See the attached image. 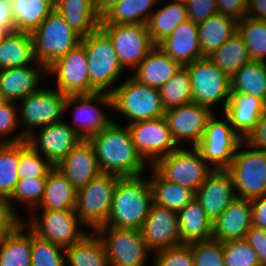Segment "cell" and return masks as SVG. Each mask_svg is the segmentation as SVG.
<instances>
[{
	"instance_id": "6da1fadb",
	"label": "cell",
	"mask_w": 266,
	"mask_h": 266,
	"mask_svg": "<svg viewBox=\"0 0 266 266\" xmlns=\"http://www.w3.org/2000/svg\"><path fill=\"white\" fill-rule=\"evenodd\" d=\"M89 142L93 145L101 172L120 177L143 175L146 162L139 155L128 126L112 121L102 131L94 134Z\"/></svg>"
},
{
	"instance_id": "7a4b0ae2",
	"label": "cell",
	"mask_w": 266,
	"mask_h": 266,
	"mask_svg": "<svg viewBox=\"0 0 266 266\" xmlns=\"http://www.w3.org/2000/svg\"><path fill=\"white\" fill-rule=\"evenodd\" d=\"M152 204L150 181L142 175L120 177L107 222L101 227L141 229Z\"/></svg>"
},
{
	"instance_id": "3957f363",
	"label": "cell",
	"mask_w": 266,
	"mask_h": 266,
	"mask_svg": "<svg viewBox=\"0 0 266 266\" xmlns=\"http://www.w3.org/2000/svg\"><path fill=\"white\" fill-rule=\"evenodd\" d=\"M111 90L112 109L131 120L128 124L165 115L159 89L139 83L131 75Z\"/></svg>"
},
{
	"instance_id": "277c9868",
	"label": "cell",
	"mask_w": 266,
	"mask_h": 266,
	"mask_svg": "<svg viewBox=\"0 0 266 266\" xmlns=\"http://www.w3.org/2000/svg\"><path fill=\"white\" fill-rule=\"evenodd\" d=\"M31 34L35 61L46 68L78 46L82 40L55 9Z\"/></svg>"
},
{
	"instance_id": "5b68a950",
	"label": "cell",
	"mask_w": 266,
	"mask_h": 266,
	"mask_svg": "<svg viewBox=\"0 0 266 266\" xmlns=\"http://www.w3.org/2000/svg\"><path fill=\"white\" fill-rule=\"evenodd\" d=\"M81 44L85 47L91 86L101 93L111 94L107 89L114 84L123 72L118 55L109 37L99 28L83 37Z\"/></svg>"
},
{
	"instance_id": "8992f818",
	"label": "cell",
	"mask_w": 266,
	"mask_h": 266,
	"mask_svg": "<svg viewBox=\"0 0 266 266\" xmlns=\"http://www.w3.org/2000/svg\"><path fill=\"white\" fill-rule=\"evenodd\" d=\"M120 176L101 172L77 190L75 212L84 226L95 231L107 222Z\"/></svg>"
},
{
	"instance_id": "52a82bcc",
	"label": "cell",
	"mask_w": 266,
	"mask_h": 266,
	"mask_svg": "<svg viewBox=\"0 0 266 266\" xmlns=\"http://www.w3.org/2000/svg\"><path fill=\"white\" fill-rule=\"evenodd\" d=\"M65 98L66 95L59 90H50V88H39L36 92L25 96L20 101L22 106L19 108V120L26 128L14 138H9L8 143L27 140V137L34 133L35 128L38 126L42 128L62 120Z\"/></svg>"
},
{
	"instance_id": "ba28073f",
	"label": "cell",
	"mask_w": 266,
	"mask_h": 266,
	"mask_svg": "<svg viewBox=\"0 0 266 266\" xmlns=\"http://www.w3.org/2000/svg\"><path fill=\"white\" fill-rule=\"evenodd\" d=\"M191 148L187 150L178 147L169 155L159 159L153 168L167 181L196 192L214 169L203 159L196 147Z\"/></svg>"
},
{
	"instance_id": "9c48e42d",
	"label": "cell",
	"mask_w": 266,
	"mask_h": 266,
	"mask_svg": "<svg viewBox=\"0 0 266 266\" xmlns=\"http://www.w3.org/2000/svg\"><path fill=\"white\" fill-rule=\"evenodd\" d=\"M244 143V144H243ZM242 141L227 169L232 175L237 197L252 200L266 194V151L244 147Z\"/></svg>"
},
{
	"instance_id": "30bf717a",
	"label": "cell",
	"mask_w": 266,
	"mask_h": 266,
	"mask_svg": "<svg viewBox=\"0 0 266 266\" xmlns=\"http://www.w3.org/2000/svg\"><path fill=\"white\" fill-rule=\"evenodd\" d=\"M192 83L193 102L212 108L223 100V111L231 94L230 77L223 73L208 57L185 66Z\"/></svg>"
},
{
	"instance_id": "8fae6325",
	"label": "cell",
	"mask_w": 266,
	"mask_h": 266,
	"mask_svg": "<svg viewBox=\"0 0 266 266\" xmlns=\"http://www.w3.org/2000/svg\"><path fill=\"white\" fill-rule=\"evenodd\" d=\"M93 233L101 239L111 266L146 265L150 250L141 229L99 227Z\"/></svg>"
},
{
	"instance_id": "7c38bea8",
	"label": "cell",
	"mask_w": 266,
	"mask_h": 266,
	"mask_svg": "<svg viewBox=\"0 0 266 266\" xmlns=\"http://www.w3.org/2000/svg\"><path fill=\"white\" fill-rule=\"evenodd\" d=\"M109 37L123 68H136L156 46L147 24H100Z\"/></svg>"
},
{
	"instance_id": "4fadbf2b",
	"label": "cell",
	"mask_w": 266,
	"mask_h": 266,
	"mask_svg": "<svg viewBox=\"0 0 266 266\" xmlns=\"http://www.w3.org/2000/svg\"><path fill=\"white\" fill-rule=\"evenodd\" d=\"M42 216L32 212L27 227L39 238L57 244L63 248L70 247L81 240L87 233L78 227L79 220L75 210L43 209Z\"/></svg>"
},
{
	"instance_id": "5bb4252c",
	"label": "cell",
	"mask_w": 266,
	"mask_h": 266,
	"mask_svg": "<svg viewBox=\"0 0 266 266\" xmlns=\"http://www.w3.org/2000/svg\"><path fill=\"white\" fill-rule=\"evenodd\" d=\"M96 103V105H95ZM112 108L111 94L96 92L92 94L68 95L64 101V113L74 106V125L71 127L82 140H89L102 131L111 120L97 105Z\"/></svg>"
},
{
	"instance_id": "9a60e30c",
	"label": "cell",
	"mask_w": 266,
	"mask_h": 266,
	"mask_svg": "<svg viewBox=\"0 0 266 266\" xmlns=\"http://www.w3.org/2000/svg\"><path fill=\"white\" fill-rule=\"evenodd\" d=\"M220 121L213 117L209 120L205 134L196 148L203 159L214 165L213 169L227 170L233 160L239 144L243 141L233 130L229 119L223 115Z\"/></svg>"
},
{
	"instance_id": "2e32d148",
	"label": "cell",
	"mask_w": 266,
	"mask_h": 266,
	"mask_svg": "<svg viewBox=\"0 0 266 266\" xmlns=\"http://www.w3.org/2000/svg\"><path fill=\"white\" fill-rule=\"evenodd\" d=\"M46 74L57 78L56 89L66 96L97 92L90 83L86 51L81 43L49 65Z\"/></svg>"
},
{
	"instance_id": "e0dca14e",
	"label": "cell",
	"mask_w": 266,
	"mask_h": 266,
	"mask_svg": "<svg viewBox=\"0 0 266 266\" xmlns=\"http://www.w3.org/2000/svg\"><path fill=\"white\" fill-rule=\"evenodd\" d=\"M139 155L151 161L153 166L159 159L178 148L173 140L166 118L134 122L127 125ZM148 158V159H147Z\"/></svg>"
},
{
	"instance_id": "ac0fdd59",
	"label": "cell",
	"mask_w": 266,
	"mask_h": 266,
	"mask_svg": "<svg viewBox=\"0 0 266 266\" xmlns=\"http://www.w3.org/2000/svg\"><path fill=\"white\" fill-rule=\"evenodd\" d=\"M213 115L212 109L192 102L165 110L164 117L176 144L187 139L192 141V147H196Z\"/></svg>"
},
{
	"instance_id": "d6986e66",
	"label": "cell",
	"mask_w": 266,
	"mask_h": 266,
	"mask_svg": "<svg viewBox=\"0 0 266 266\" xmlns=\"http://www.w3.org/2000/svg\"><path fill=\"white\" fill-rule=\"evenodd\" d=\"M81 141L71 125L62 120L42 127L38 133H32L27 137L28 144L54 166Z\"/></svg>"
},
{
	"instance_id": "ffe728a7",
	"label": "cell",
	"mask_w": 266,
	"mask_h": 266,
	"mask_svg": "<svg viewBox=\"0 0 266 266\" xmlns=\"http://www.w3.org/2000/svg\"><path fill=\"white\" fill-rule=\"evenodd\" d=\"M148 249L155 252L182 245L177 211L152 204L141 228Z\"/></svg>"
},
{
	"instance_id": "44dd1931",
	"label": "cell",
	"mask_w": 266,
	"mask_h": 266,
	"mask_svg": "<svg viewBox=\"0 0 266 266\" xmlns=\"http://www.w3.org/2000/svg\"><path fill=\"white\" fill-rule=\"evenodd\" d=\"M237 197L232 175L228 170H213L195 192V199L214 222Z\"/></svg>"
},
{
	"instance_id": "7402d4cb",
	"label": "cell",
	"mask_w": 266,
	"mask_h": 266,
	"mask_svg": "<svg viewBox=\"0 0 266 266\" xmlns=\"http://www.w3.org/2000/svg\"><path fill=\"white\" fill-rule=\"evenodd\" d=\"M78 190L101 173L96 152L89 140H82L55 166Z\"/></svg>"
},
{
	"instance_id": "603a6c76",
	"label": "cell",
	"mask_w": 266,
	"mask_h": 266,
	"mask_svg": "<svg viewBox=\"0 0 266 266\" xmlns=\"http://www.w3.org/2000/svg\"><path fill=\"white\" fill-rule=\"evenodd\" d=\"M252 227V203L249 199L236 197L213 222V240L226 242L245 239Z\"/></svg>"
},
{
	"instance_id": "cb8c5ba5",
	"label": "cell",
	"mask_w": 266,
	"mask_h": 266,
	"mask_svg": "<svg viewBox=\"0 0 266 266\" xmlns=\"http://www.w3.org/2000/svg\"><path fill=\"white\" fill-rule=\"evenodd\" d=\"M156 46L181 66H186L204 57L200 48L198 24L189 19L180 23Z\"/></svg>"
},
{
	"instance_id": "d4e9b609",
	"label": "cell",
	"mask_w": 266,
	"mask_h": 266,
	"mask_svg": "<svg viewBox=\"0 0 266 266\" xmlns=\"http://www.w3.org/2000/svg\"><path fill=\"white\" fill-rule=\"evenodd\" d=\"M266 112V102L245 93H231L223 112L233 130L244 140Z\"/></svg>"
},
{
	"instance_id": "484cf974",
	"label": "cell",
	"mask_w": 266,
	"mask_h": 266,
	"mask_svg": "<svg viewBox=\"0 0 266 266\" xmlns=\"http://www.w3.org/2000/svg\"><path fill=\"white\" fill-rule=\"evenodd\" d=\"M45 73L46 67L36 61L32 66L30 64L0 70V86L6 100L18 102L30 93L36 92Z\"/></svg>"
},
{
	"instance_id": "4316f807",
	"label": "cell",
	"mask_w": 266,
	"mask_h": 266,
	"mask_svg": "<svg viewBox=\"0 0 266 266\" xmlns=\"http://www.w3.org/2000/svg\"><path fill=\"white\" fill-rule=\"evenodd\" d=\"M54 9L82 38L100 28L101 15L95 0H55Z\"/></svg>"
},
{
	"instance_id": "83f0119b",
	"label": "cell",
	"mask_w": 266,
	"mask_h": 266,
	"mask_svg": "<svg viewBox=\"0 0 266 266\" xmlns=\"http://www.w3.org/2000/svg\"><path fill=\"white\" fill-rule=\"evenodd\" d=\"M182 66L155 46L131 75L139 83L160 89Z\"/></svg>"
},
{
	"instance_id": "f1b7e54d",
	"label": "cell",
	"mask_w": 266,
	"mask_h": 266,
	"mask_svg": "<svg viewBox=\"0 0 266 266\" xmlns=\"http://www.w3.org/2000/svg\"><path fill=\"white\" fill-rule=\"evenodd\" d=\"M177 219L182 244L212 239L213 222L195 198L185 208L177 211Z\"/></svg>"
},
{
	"instance_id": "f546056e",
	"label": "cell",
	"mask_w": 266,
	"mask_h": 266,
	"mask_svg": "<svg viewBox=\"0 0 266 266\" xmlns=\"http://www.w3.org/2000/svg\"><path fill=\"white\" fill-rule=\"evenodd\" d=\"M77 190L68 179L54 167L47 175L44 195L38 209L48 210H75Z\"/></svg>"
},
{
	"instance_id": "4dcf8cb0",
	"label": "cell",
	"mask_w": 266,
	"mask_h": 266,
	"mask_svg": "<svg viewBox=\"0 0 266 266\" xmlns=\"http://www.w3.org/2000/svg\"><path fill=\"white\" fill-rule=\"evenodd\" d=\"M34 61L32 34L21 31L6 33L0 41V70L28 66Z\"/></svg>"
},
{
	"instance_id": "1f68e13d",
	"label": "cell",
	"mask_w": 266,
	"mask_h": 266,
	"mask_svg": "<svg viewBox=\"0 0 266 266\" xmlns=\"http://www.w3.org/2000/svg\"><path fill=\"white\" fill-rule=\"evenodd\" d=\"M237 20L216 14L198 24L199 42L204 57H208L237 32Z\"/></svg>"
},
{
	"instance_id": "d6a6232c",
	"label": "cell",
	"mask_w": 266,
	"mask_h": 266,
	"mask_svg": "<svg viewBox=\"0 0 266 266\" xmlns=\"http://www.w3.org/2000/svg\"><path fill=\"white\" fill-rule=\"evenodd\" d=\"M151 170L152 178L149 181L154 204L180 211L195 198L192 189L167 181L153 167Z\"/></svg>"
},
{
	"instance_id": "836d02e7",
	"label": "cell",
	"mask_w": 266,
	"mask_h": 266,
	"mask_svg": "<svg viewBox=\"0 0 266 266\" xmlns=\"http://www.w3.org/2000/svg\"><path fill=\"white\" fill-rule=\"evenodd\" d=\"M28 233H23L27 230ZM32 231L22 223L0 243V266H32Z\"/></svg>"
},
{
	"instance_id": "e575fe53",
	"label": "cell",
	"mask_w": 266,
	"mask_h": 266,
	"mask_svg": "<svg viewBox=\"0 0 266 266\" xmlns=\"http://www.w3.org/2000/svg\"><path fill=\"white\" fill-rule=\"evenodd\" d=\"M153 13L147 26L151 40L155 45L168 37L180 23L188 20L187 5L184 2H169Z\"/></svg>"
},
{
	"instance_id": "d590c367",
	"label": "cell",
	"mask_w": 266,
	"mask_h": 266,
	"mask_svg": "<svg viewBox=\"0 0 266 266\" xmlns=\"http://www.w3.org/2000/svg\"><path fill=\"white\" fill-rule=\"evenodd\" d=\"M66 266H111L104 245L98 235L86 234L81 240L65 248Z\"/></svg>"
},
{
	"instance_id": "8d00e7d4",
	"label": "cell",
	"mask_w": 266,
	"mask_h": 266,
	"mask_svg": "<svg viewBox=\"0 0 266 266\" xmlns=\"http://www.w3.org/2000/svg\"><path fill=\"white\" fill-rule=\"evenodd\" d=\"M158 0H122L110 7L100 24H147ZM150 11V12H149Z\"/></svg>"
},
{
	"instance_id": "74e56055",
	"label": "cell",
	"mask_w": 266,
	"mask_h": 266,
	"mask_svg": "<svg viewBox=\"0 0 266 266\" xmlns=\"http://www.w3.org/2000/svg\"><path fill=\"white\" fill-rule=\"evenodd\" d=\"M231 93H245L266 102V62L249 61L231 78Z\"/></svg>"
},
{
	"instance_id": "f35d334b",
	"label": "cell",
	"mask_w": 266,
	"mask_h": 266,
	"mask_svg": "<svg viewBox=\"0 0 266 266\" xmlns=\"http://www.w3.org/2000/svg\"><path fill=\"white\" fill-rule=\"evenodd\" d=\"M15 31L32 33L54 9L53 0H10Z\"/></svg>"
},
{
	"instance_id": "ab89813d",
	"label": "cell",
	"mask_w": 266,
	"mask_h": 266,
	"mask_svg": "<svg viewBox=\"0 0 266 266\" xmlns=\"http://www.w3.org/2000/svg\"><path fill=\"white\" fill-rule=\"evenodd\" d=\"M208 58L230 78L251 61L248 49L238 31Z\"/></svg>"
},
{
	"instance_id": "60d3db41",
	"label": "cell",
	"mask_w": 266,
	"mask_h": 266,
	"mask_svg": "<svg viewBox=\"0 0 266 266\" xmlns=\"http://www.w3.org/2000/svg\"><path fill=\"white\" fill-rule=\"evenodd\" d=\"M159 91L165 110L192 103V83L187 68L182 66Z\"/></svg>"
},
{
	"instance_id": "b9f144b4",
	"label": "cell",
	"mask_w": 266,
	"mask_h": 266,
	"mask_svg": "<svg viewBox=\"0 0 266 266\" xmlns=\"http://www.w3.org/2000/svg\"><path fill=\"white\" fill-rule=\"evenodd\" d=\"M237 31L245 42L250 59L266 62V21L244 16L237 22Z\"/></svg>"
},
{
	"instance_id": "7bdbcfd3",
	"label": "cell",
	"mask_w": 266,
	"mask_h": 266,
	"mask_svg": "<svg viewBox=\"0 0 266 266\" xmlns=\"http://www.w3.org/2000/svg\"><path fill=\"white\" fill-rule=\"evenodd\" d=\"M19 142L0 143V196L10 198L19 181Z\"/></svg>"
},
{
	"instance_id": "ee69618b",
	"label": "cell",
	"mask_w": 266,
	"mask_h": 266,
	"mask_svg": "<svg viewBox=\"0 0 266 266\" xmlns=\"http://www.w3.org/2000/svg\"><path fill=\"white\" fill-rule=\"evenodd\" d=\"M42 157L27 142H19V180L32 178H47L48 173L55 167L49 160Z\"/></svg>"
},
{
	"instance_id": "f6af8a7d",
	"label": "cell",
	"mask_w": 266,
	"mask_h": 266,
	"mask_svg": "<svg viewBox=\"0 0 266 266\" xmlns=\"http://www.w3.org/2000/svg\"><path fill=\"white\" fill-rule=\"evenodd\" d=\"M66 263L65 248L43 240L32 232V266H66Z\"/></svg>"
},
{
	"instance_id": "bcb514c9",
	"label": "cell",
	"mask_w": 266,
	"mask_h": 266,
	"mask_svg": "<svg viewBox=\"0 0 266 266\" xmlns=\"http://www.w3.org/2000/svg\"><path fill=\"white\" fill-rule=\"evenodd\" d=\"M225 266H261L256 251L245 239L223 242Z\"/></svg>"
},
{
	"instance_id": "7dc6e473",
	"label": "cell",
	"mask_w": 266,
	"mask_h": 266,
	"mask_svg": "<svg viewBox=\"0 0 266 266\" xmlns=\"http://www.w3.org/2000/svg\"><path fill=\"white\" fill-rule=\"evenodd\" d=\"M46 180L47 178L19 180L16 184L15 190L9 198L12 206V200L28 204L31 213L42 201Z\"/></svg>"
},
{
	"instance_id": "c3c4849f",
	"label": "cell",
	"mask_w": 266,
	"mask_h": 266,
	"mask_svg": "<svg viewBox=\"0 0 266 266\" xmlns=\"http://www.w3.org/2000/svg\"><path fill=\"white\" fill-rule=\"evenodd\" d=\"M194 266H225L223 242L208 240L192 243Z\"/></svg>"
},
{
	"instance_id": "681fc988",
	"label": "cell",
	"mask_w": 266,
	"mask_h": 266,
	"mask_svg": "<svg viewBox=\"0 0 266 266\" xmlns=\"http://www.w3.org/2000/svg\"><path fill=\"white\" fill-rule=\"evenodd\" d=\"M155 255L154 266H194L192 243L166 248Z\"/></svg>"
},
{
	"instance_id": "f907efd6",
	"label": "cell",
	"mask_w": 266,
	"mask_h": 266,
	"mask_svg": "<svg viewBox=\"0 0 266 266\" xmlns=\"http://www.w3.org/2000/svg\"><path fill=\"white\" fill-rule=\"evenodd\" d=\"M14 103V101H5L0 103V143H8L7 137L6 140L4 138L5 135L7 136L12 134L11 132H14L15 129H18L17 126L20 125V120L18 119V108L16 105H14Z\"/></svg>"
},
{
	"instance_id": "816d5d0a",
	"label": "cell",
	"mask_w": 266,
	"mask_h": 266,
	"mask_svg": "<svg viewBox=\"0 0 266 266\" xmlns=\"http://www.w3.org/2000/svg\"><path fill=\"white\" fill-rule=\"evenodd\" d=\"M24 221L15 212L9 198L0 196V234L4 237L14 232Z\"/></svg>"
},
{
	"instance_id": "f5cc1de1",
	"label": "cell",
	"mask_w": 266,
	"mask_h": 266,
	"mask_svg": "<svg viewBox=\"0 0 266 266\" xmlns=\"http://www.w3.org/2000/svg\"><path fill=\"white\" fill-rule=\"evenodd\" d=\"M188 19L196 24L217 14L216 0H188L186 2Z\"/></svg>"
},
{
	"instance_id": "db71d44e",
	"label": "cell",
	"mask_w": 266,
	"mask_h": 266,
	"mask_svg": "<svg viewBox=\"0 0 266 266\" xmlns=\"http://www.w3.org/2000/svg\"><path fill=\"white\" fill-rule=\"evenodd\" d=\"M245 240L256 251L261 266H266V230L252 226Z\"/></svg>"
},
{
	"instance_id": "11a10c76",
	"label": "cell",
	"mask_w": 266,
	"mask_h": 266,
	"mask_svg": "<svg viewBox=\"0 0 266 266\" xmlns=\"http://www.w3.org/2000/svg\"><path fill=\"white\" fill-rule=\"evenodd\" d=\"M248 0H216L217 14L241 20L247 11Z\"/></svg>"
},
{
	"instance_id": "9f6ffc18",
	"label": "cell",
	"mask_w": 266,
	"mask_h": 266,
	"mask_svg": "<svg viewBox=\"0 0 266 266\" xmlns=\"http://www.w3.org/2000/svg\"><path fill=\"white\" fill-rule=\"evenodd\" d=\"M252 226L266 230V194L251 200Z\"/></svg>"
},
{
	"instance_id": "6f0895ef",
	"label": "cell",
	"mask_w": 266,
	"mask_h": 266,
	"mask_svg": "<svg viewBox=\"0 0 266 266\" xmlns=\"http://www.w3.org/2000/svg\"><path fill=\"white\" fill-rule=\"evenodd\" d=\"M0 29L6 33L15 32V21L10 0H0Z\"/></svg>"
},
{
	"instance_id": "680465c9",
	"label": "cell",
	"mask_w": 266,
	"mask_h": 266,
	"mask_svg": "<svg viewBox=\"0 0 266 266\" xmlns=\"http://www.w3.org/2000/svg\"><path fill=\"white\" fill-rule=\"evenodd\" d=\"M246 17L266 21V0H248Z\"/></svg>"
},
{
	"instance_id": "91938a15",
	"label": "cell",
	"mask_w": 266,
	"mask_h": 266,
	"mask_svg": "<svg viewBox=\"0 0 266 266\" xmlns=\"http://www.w3.org/2000/svg\"><path fill=\"white\" fill-rule=\"evenodd\" d=\"M122 0H95V7L102 16L110 7Z\"/></svg>"
},
{
	"instance_id": "94428289",
	"label": "cell",
	"mask_w": 266,
	"mask_h": 266,
	"mask_svg": "<svg viewBox=\"0 0 266 266\" xmlns=\"http://www.w3.org/2000/svg\"><path fill=\"white\" fill-rule=\"evenodd\" d=\"M5 101H7L6 97H5L4 93H3V89L0 86V103H3Z\"/></svg>"
},
{
	"instance_id": "6125c7cd",
	"label": "cell",
	"mask_w": 266,
	"mask_h": 266,
	"mask_svg": "<svg viewBox=\"0 0 266 266\" xmlns=\"http://www.w3.org/2000/svg\"><path fill=\"white\" fill-rule=\"evenodd\" d=\"M6 35V32L3 29H0V41Z\"/></svg>"
},
{
	"instance_id": "be15d7a7",
	"label": "cell",
	"mask_w": 266,
	"mask_h": 266,
	"mask_svg": "<svg viewBox=\"0 0 266 266\" xmlns=\"http://www.w3.org/2000/svg\"><path fill=\"white\" fill-rule=\"evenodd\" d=\"M173 1H179V2H184V3H186L188 0H173Z\"/></svg>"
},
{
	"instance_id": "e7e4bbea",
	"label": "cell",
	"mask_w": 266,
	"mask_h": 266,
	"mask_svg": "<svg viewBox=\"0 0 266 266\" xmlns=\"http://www.w3.org/2000/svg\"><path fill=\"white\" fill-rule=\"evenodd\" d=\"M2 238H3V236L0 234V243H1V241H2Z\"/></svg>"
}]
</instances>
